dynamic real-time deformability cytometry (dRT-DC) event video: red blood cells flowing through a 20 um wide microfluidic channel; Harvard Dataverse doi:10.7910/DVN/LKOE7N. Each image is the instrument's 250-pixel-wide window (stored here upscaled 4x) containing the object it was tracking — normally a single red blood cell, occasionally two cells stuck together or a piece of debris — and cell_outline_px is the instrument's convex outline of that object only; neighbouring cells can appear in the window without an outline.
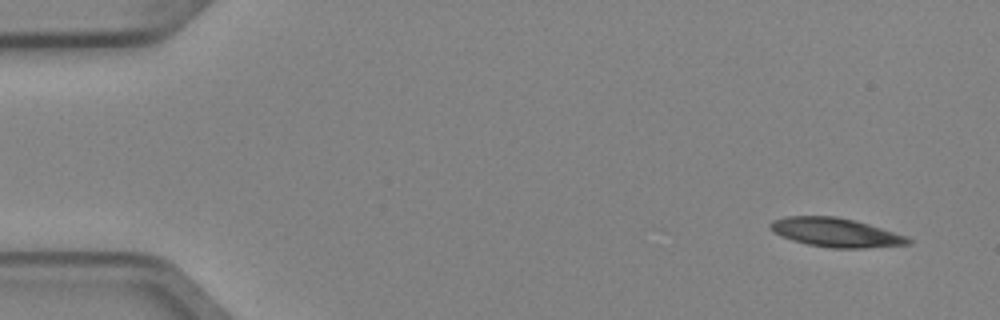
{"species": "Egyptian fruit bat (a non-hibernating species)", "species_latin": "Rousettus aegyptiacus", "temperature_condition": "cold", "stored_images_in_passage": 4, "camera_frame_rate_fps": 3000, "um_per_image_px": 0.085, "animal": {"sex": "female"}, "frame": {"image": 1, "passage_image": 1, "time_ms": 0.0, "image_size_px": [1000, 320], "cell_outline_px": [[912, 244], [864, 248], [832, 248], [808, 244], [792, 240], [768, 228], [768, 224], [772, 220], [784, 216], [836, 216], [868, 224], [908, 236], [912, 240]], "centroid_in_image_um": [71.05, 19.76], "position_along_channel_um": 13.9, "area_um2": 23.18}}
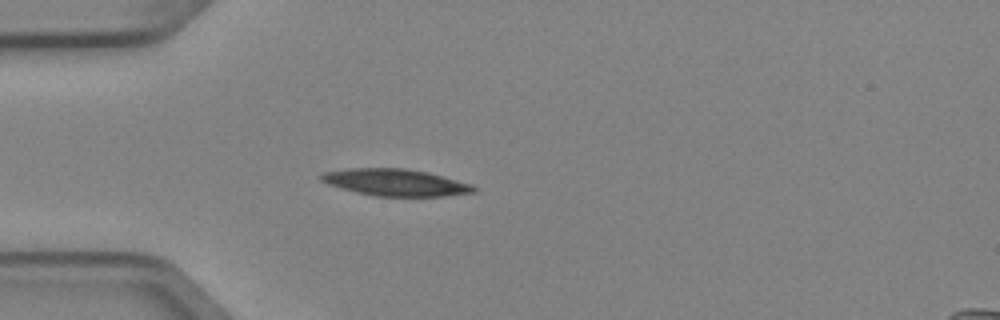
{"frame": {"image": 2, "passage_image": 4, "time_ms": 1.0, "image_size_px": [1000, 320], "cell_outline_px": [[476, 192], [444, 196], [376, 196], [356, 192], [328, 184], [320, 180], [320, 176], [324, 172], [348, 168], [404, 168], [428, 172], [472, 184], [476, 188]], "centroid_in_image_um": [33.63, 15.5], "position_along_channel_um": 51.4, "area_um2": 23.81}}